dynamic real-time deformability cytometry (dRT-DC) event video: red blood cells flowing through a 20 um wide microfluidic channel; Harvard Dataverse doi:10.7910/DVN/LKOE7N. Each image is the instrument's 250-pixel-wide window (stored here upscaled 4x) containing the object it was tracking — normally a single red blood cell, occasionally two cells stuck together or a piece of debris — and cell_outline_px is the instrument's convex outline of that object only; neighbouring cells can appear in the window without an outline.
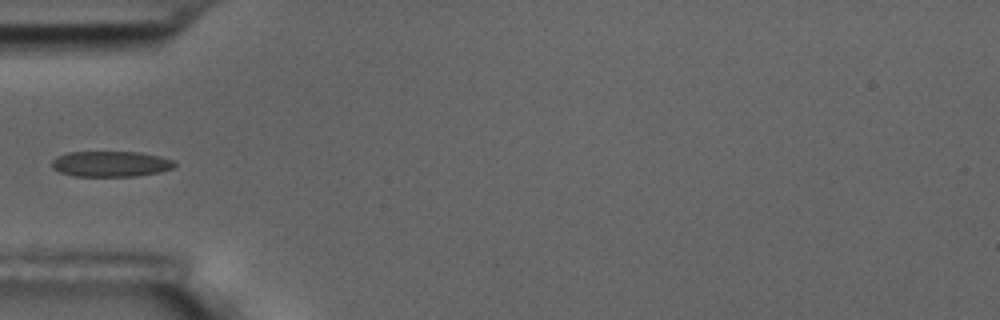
{"species": "common noctule bat (a hibernating species)", "species_latin": "Nyctalus noctula", "temperature_condition": "room temperature", "stored_images_in_passage": 6, "camera_frame_rate_fps": 3000, "um_per_image_px": 0.085, "animal": {"sex": "male", "body_mass_g": 17.5, "forearm_length_mm": 52.3}, "frame": {"image": 1, "passage_image": 6, "time_ms": 6.0, "image_size_px": [1000, 320], "cell_outline_px": [[176, 164], [172, 168], [160, 172], [136, 176], [72, 176], [60, 172], [52, 168], [52, 160], [56, 156], [68, 152], [140, 152], [160, 156], [176, 160]], "centroid_in_image_um": [9.42, 13.93], "position_along_channel_um": 75.6, "area_um2": 18.5}}